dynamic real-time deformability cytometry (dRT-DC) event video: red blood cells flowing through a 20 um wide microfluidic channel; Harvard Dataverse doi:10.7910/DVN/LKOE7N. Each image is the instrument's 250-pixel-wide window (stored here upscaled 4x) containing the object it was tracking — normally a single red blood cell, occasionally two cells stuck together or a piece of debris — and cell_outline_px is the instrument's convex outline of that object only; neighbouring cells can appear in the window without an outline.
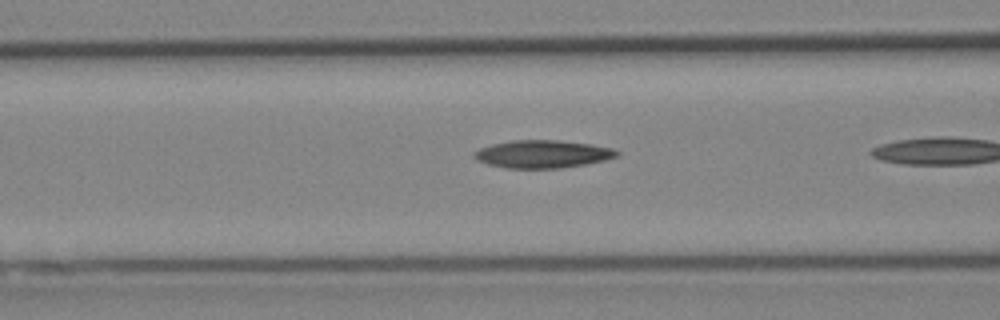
{"species": "Egyptian fruit bat (a non-hibernating species)", "species_latin": "Rousettus aegyptiacus", "temperature_condition": "cold", "stored_images_in_passage": 6, "camera_frame_rate_fps": 3000, "um_per_image_px": 0.085, "animal": {"sex": "female"}, "frame": {"image": 1, "passage_image": 5, "time_ms": 1.333, "image_size_px": [1000, 320], "cell_outline_px": [[620, 156], [604, 160], [584, 164], [560, 168], [508, 168], [488, 164], [472, 156], [472, 152], [480, 148], [492, 144], [512, 140], [560, 140], [592, 144], [612, 148], [620, 152]], "centroid_in_image_um": [46.14, 13.08], "position_along_channel_um": 120.5, "area_um2": 23.06}}